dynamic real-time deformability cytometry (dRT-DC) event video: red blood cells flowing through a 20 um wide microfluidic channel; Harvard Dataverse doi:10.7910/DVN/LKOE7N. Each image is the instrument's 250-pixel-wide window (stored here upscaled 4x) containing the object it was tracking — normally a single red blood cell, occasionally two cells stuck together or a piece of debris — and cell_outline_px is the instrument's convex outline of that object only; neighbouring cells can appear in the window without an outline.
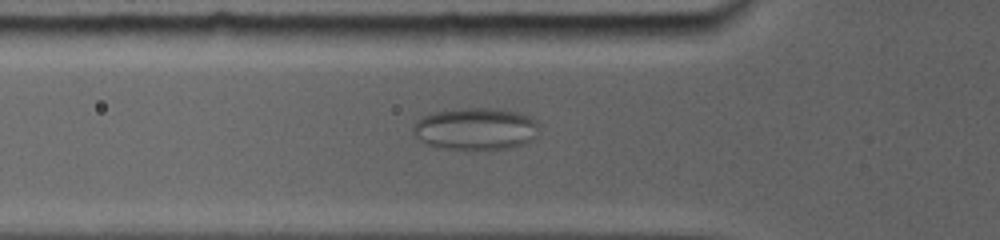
{"species": "common noctule bat (a hibernating species)", "species_latin": "Nyctalus noctula", "temperature_condition": "room temperature", "stored_images_in_passage": 70, "camera_frame_rate_fps": 5000, "um_per_image_px": 0.085, "animal": {"sex": "female", "body_mass_g": 19.0, "forearm_length_mm": 56.7}, "frame": {"image": 1, "passage_image": 11, "time_ms": 4.8, "image_size_px": [1000, 240], "cell_outline_px": [[536, 124], [524, 140], [516, 144], [504, 148], [456, 148], [428, 144], [416, 136], [416, 124], [424, 116], [436, 112], [464, 108], [496, 108], [528, 116], [536, 120]], "centroid_in_image_um": [40.34, 10.9], "position_along_channel_um": 85.5, "area_um2": 28.55}}
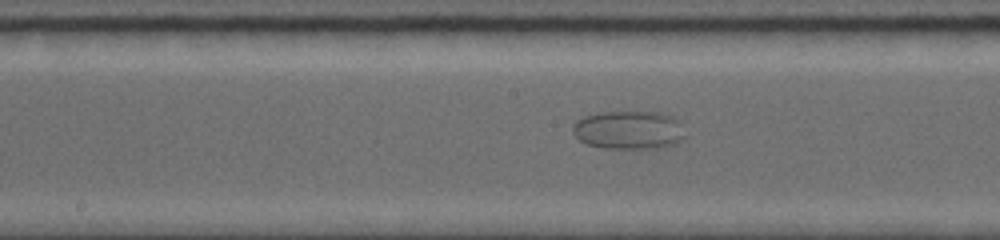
{"frame": {"image": 2, "passage_image": 26, "time_ms": 8.0, "image_size_px": [1000, 240], "cell_outline_px": [[680, 136], [676, 140], [664, 144], [636, 148], [608, 148], [588, 144], [580, 140], [576, 136], [572, 128], [584, 116], [604, 112], [656, 112], [672, 116], [676, 120]], "centroid_in_image_um": [53.29, 11.01], "position_along_channel_um": 194.9, "area_um2": 23.47}}
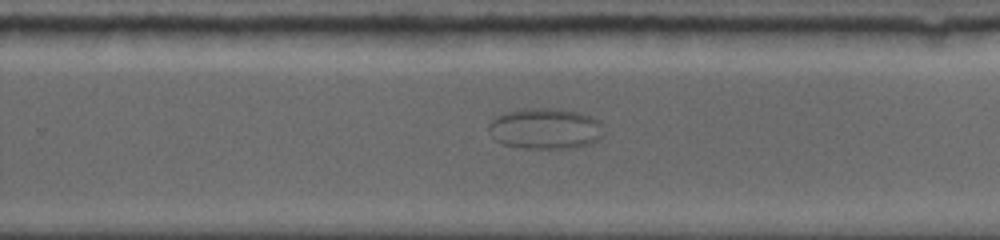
{"frame": {"image": 3, "passage_image": 39, "time_ms": 10.6, "image_size_px": [1000, 240], "cell_outline_px": [[600, 136], [596, 140], [588, 144], [572, 148], [520, 148], [504, 144], [496, 140], [492, 136], [488, 128], [488, 124], [496, 116], [504, 112], [524, 108], [556, 108], [576, 112], [600, 120]], "centroid_in_image_um": [46.28, 10.92], "position_along_channel_um": 283.5, "area_um2": 27.17}}